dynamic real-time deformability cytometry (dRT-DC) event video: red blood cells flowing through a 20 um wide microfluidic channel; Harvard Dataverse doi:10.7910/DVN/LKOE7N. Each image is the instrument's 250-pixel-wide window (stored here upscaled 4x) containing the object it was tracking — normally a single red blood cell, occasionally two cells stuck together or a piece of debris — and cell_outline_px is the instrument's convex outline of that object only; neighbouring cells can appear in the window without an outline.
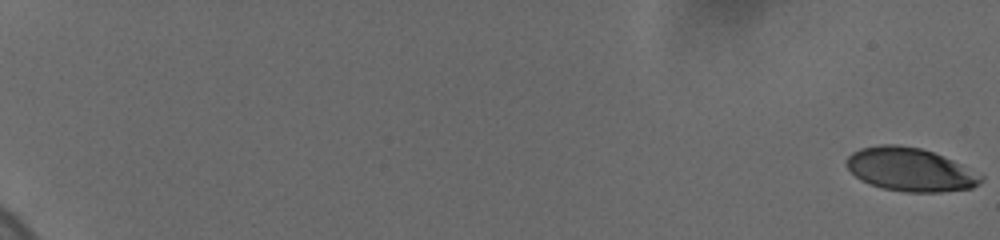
{"species": "human", "species_latin": "Homo sapiens", "temperature_condition": "cold", "stored_images_in_passage": 6, "camera_frame_rate_fps": 3000, "um_per_image_px": 0.085, "donor": {"sex": "female"}, "frame": {"image": 1, "passage_image": 1, "time_ms": 0.0, "image_size_px": [1000, 240], "cell_outline_px": [[984, 180], [980, 184], [972, 188], [940, 192], [904, 192], [880, 188], [860, 180], [844, 164], [844, 160], [852, 152], [860, 148], [880, 144], [896, 144], [920, 148], [932, 152], [952, 160], [984, 176]], "centroid_in_image_um": [77.34, 14.42], "position_along_channel_um": 7.7, "area_um2": 34.16}}